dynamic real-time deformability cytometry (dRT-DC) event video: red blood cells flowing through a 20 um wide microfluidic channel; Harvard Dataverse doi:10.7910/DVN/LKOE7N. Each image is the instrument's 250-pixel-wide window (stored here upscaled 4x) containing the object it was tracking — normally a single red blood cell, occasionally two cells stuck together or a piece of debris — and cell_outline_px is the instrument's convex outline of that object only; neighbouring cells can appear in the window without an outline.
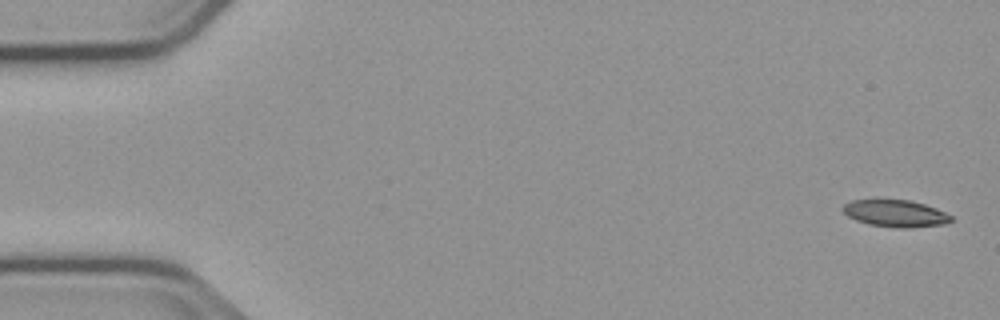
{"species": "common noctule bat (a hibernating species)", "species_latin": "Nyctalus noctula", "temperature_condition": "cold", "stored_images_in_passage": 15, "camera_frame_rate_fps": 3000, "um_per_image_px": 0.085, "animal": {"sex": "male", "body_mass_g": 23.1, "forearm_length_mm": 52.7}, "frame": {"image": 1, "passage_image": 1, "time_ms": 0.0, "image_size_px": [1000, 320], "cell_outline_px": [[952, 220], [944, 224], [912, 228], [900, 228], [868, 224], [856, 220], [848, 216], [840, 208], [844, 204], [852, 200], [876, 196], [912, 200], [936, 208], [952, 216]], "centroid_in_image_um": [76.04, 18.08], "position_along_channel_um": 9.0, "area_um2": 17.86}}
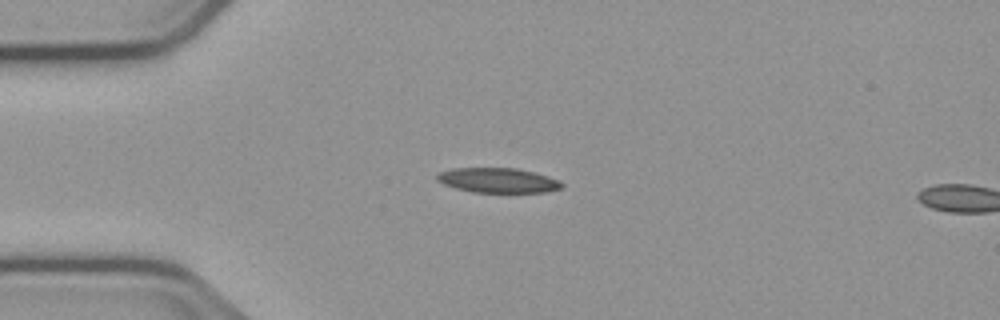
{"frame": {"image": 2, "passage_image": 13, "time_ms": 4.0, "image_size_px": [1000, 320], "cell_outline_px": [[564, 188], [544, 192], [472, 192], [456, 188], [444, 184], [436, 180], [436, 176], [440, 172], [452, 168], [516, 168], [548, 176], [560, 180], [564, 184]], "centroid_in_image_um": [42.35, 15.33], "position_along_channel_um": 42.7, "area_um2": 18.03}}